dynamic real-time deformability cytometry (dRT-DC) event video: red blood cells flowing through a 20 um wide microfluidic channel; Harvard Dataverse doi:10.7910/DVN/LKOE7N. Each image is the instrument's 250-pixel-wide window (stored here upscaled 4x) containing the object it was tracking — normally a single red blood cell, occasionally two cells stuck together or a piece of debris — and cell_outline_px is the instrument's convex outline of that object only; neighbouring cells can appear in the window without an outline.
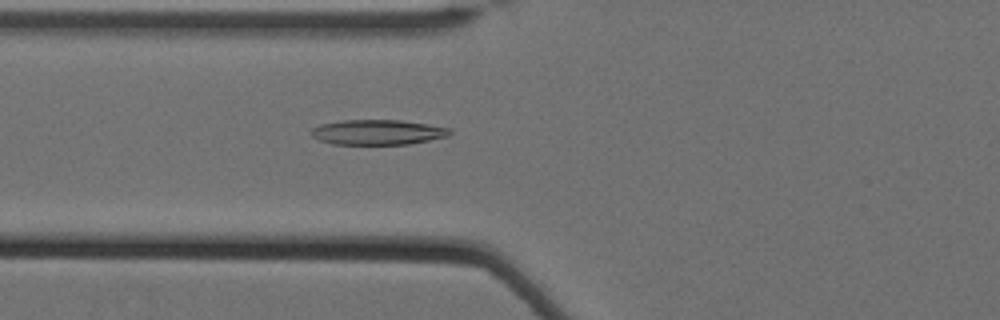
{"species": "Egyptian fruit bat (a non-hibernating species)", "species_latin": "Rousettus aegyptiacus", "temperature_condition": "cold", "stored_images_in_passage": 61, "camera_frame_rate_fps": 3000, "um_per_image_px": 0.085, "animal": {"sex": "female"}, "frame": {"image": 1, "passage_image": 26, "time_ms": 8.333, "image_size_px": [1000, 320], "cell_outline_px": [[452, 132], [448, 136], [408, 144], [332, 144], [320, 140], [312, 136], [308, 132], [312, 128], [320, 124], [340, 120], [400, 120], [428, 124], [452, 128]], "centroid_in_image_um": [32.08, 11.23], "position_along_channel_um": 93.7, "area_um2": 20.35}}
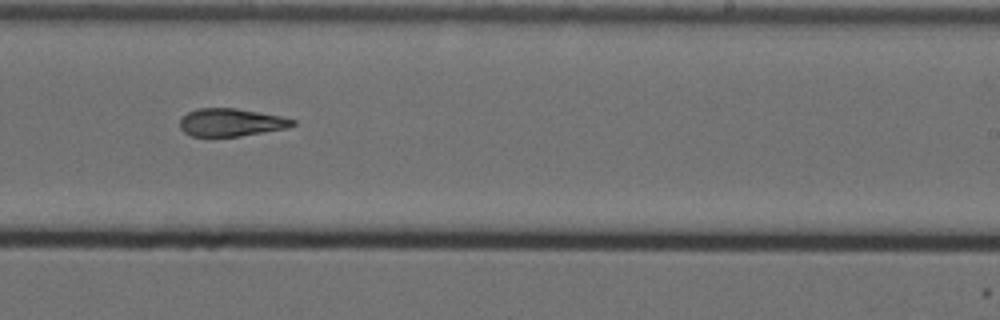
{"frame": {"image": 2, "passage_image": 41, "time_ms": 13.333, "image_size_px": [1000, 320], "cell_outline_px": [[296, 124], [288, 128], [240, 136], [192, 136], [184, 132], [180, 128], [180, 120], [188, 112], [196, 108], [236, 108], [280, 116], [296, 120]], "centroid_in_image_um": [19.65, 10.4], "position_along_channel_um": 269.4, "area_um2": 18.21}}
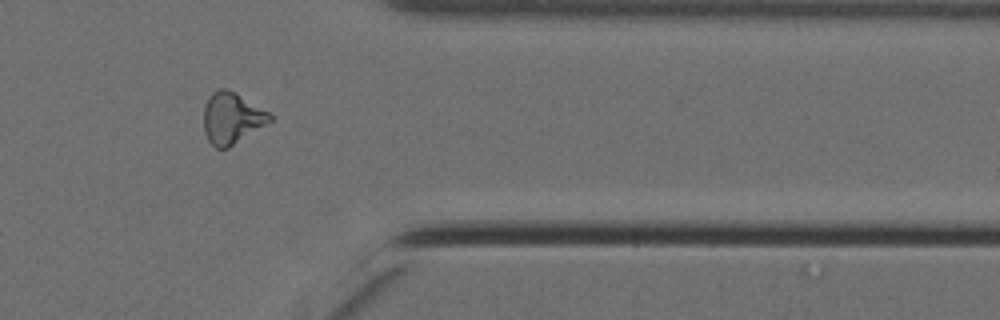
{"frame": {"image": 3, "passage_image": 52, "time_ms": 17.0, "image_size_px": [1000, 320], "cell_outline_px": [[272, 120], [228, 148], [216, 148], [208, 140], [204, 132], [204, 108], [208, 96], [212, 92], [220, 88], [228, 88], [236, 92], [268, 112], [272, 116]], "centroid_in_image_um": [19.67, 10.02], "position_along_channel_um": 391.7, "area_um2": 19.65}, "authors_computed_cell_mechanics": {"area_um2": 19.7098, "velocity_mm_per_s": 3.4964, "shape_relaxation_time_tau1_ms": null, "shape_relaxation_time_tau2_ms": 6.8108, "deformation_change_tau1": null, "deformation_change_tau2": 0.1713}}